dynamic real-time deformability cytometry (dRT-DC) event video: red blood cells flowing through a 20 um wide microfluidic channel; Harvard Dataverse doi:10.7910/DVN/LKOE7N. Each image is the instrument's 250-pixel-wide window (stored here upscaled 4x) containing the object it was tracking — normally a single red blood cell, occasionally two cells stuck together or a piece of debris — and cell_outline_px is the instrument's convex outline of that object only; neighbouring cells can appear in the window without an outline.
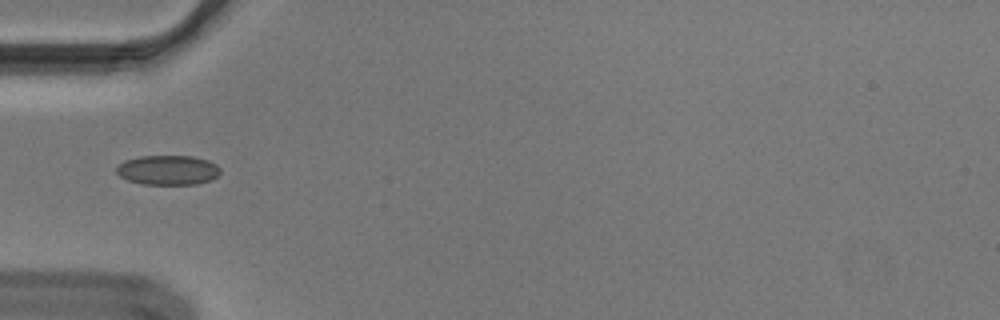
{"species": "Egyptian fruit bat (a non-hibernating species)", "species_latin": "Rousettus aegyptiacus", "temperature_condition": "cold", "stored_images_in_passage": 38, "camera_frame_rate_fps": 3000, "um_per_image_px": 0.085, "animal": {"sex": "male"}, "frame": {"image": 1, "passage_image": 1, "time_ms": 0.0, "image_size_px": [1000, 320], "cell_outline_px": [[220, 172], [212, 180], [196, 184], [140, 184], [128, 180], [120, 176], [116, 172], [116, 168], [124, 160], [140, 156], [192, 156], [208, 160], [216, 164], [220, 168]], "centroid_in_image_um": [14.27, 14.45], "position_along_channel_um": 70.7, "area_um2": 17.98}}
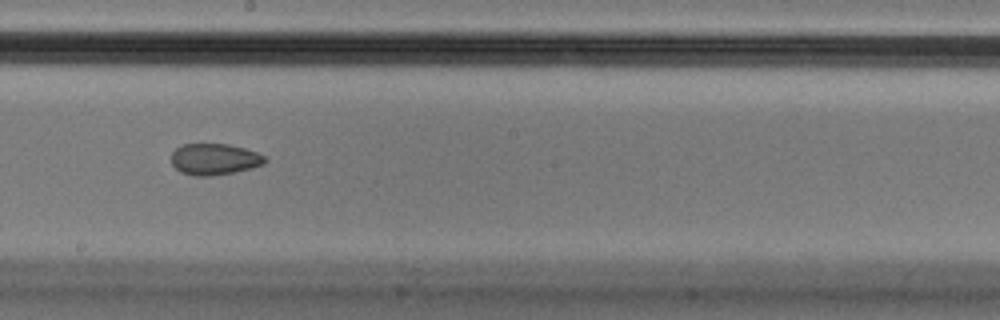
{"frame": {"image": 2, "passage_image": 14, "time_ms": 4.333, "image_size_px": [1000, 320], "cell_outline_px": [[268, 160], [264, 164], [252, 168], [212, 176], [196, 176], [180, 172], [172, 164], [172, 152], [176, 148], [184, 144], [228, 144], [244, 148], [256, 152], [264, 156]], "centroid_in_image_um": [18.23, 13.53], "position_along_channel_um": 230.0, "area_um2": 17.05}}
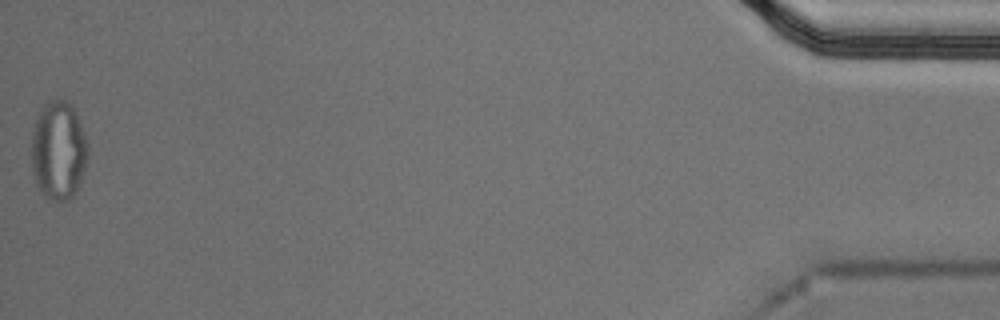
{"frame": {"image": 3, "passage_image": 38, "time_ms": 12.333, "image_size_px": [1000, 320], "cell_outline_px": [[88, 156], [76, 192], [68, 200], [52, 200], [36, 184], [32, 172], [32, 132], [36, 120], [44, 104], [52, 100], [64, 100], [76, 112], [84, 132], [88, 144]], "centroid_in_image_um": [4.97, 12.79], "position_along_channel_um": 430.2, "area_um2": 31.96}, "authors_computed_cell_mechanics": {"area_um2": 18.0625, "velocity_mm_per_s": 3.6573, "shape_relaxation_time_tau1_ms": null, "shape_relaxation_time_tau2_ms": 2.6326, "deformation_change_tau1": null, "deformation_change_tau2": 0.0549}}